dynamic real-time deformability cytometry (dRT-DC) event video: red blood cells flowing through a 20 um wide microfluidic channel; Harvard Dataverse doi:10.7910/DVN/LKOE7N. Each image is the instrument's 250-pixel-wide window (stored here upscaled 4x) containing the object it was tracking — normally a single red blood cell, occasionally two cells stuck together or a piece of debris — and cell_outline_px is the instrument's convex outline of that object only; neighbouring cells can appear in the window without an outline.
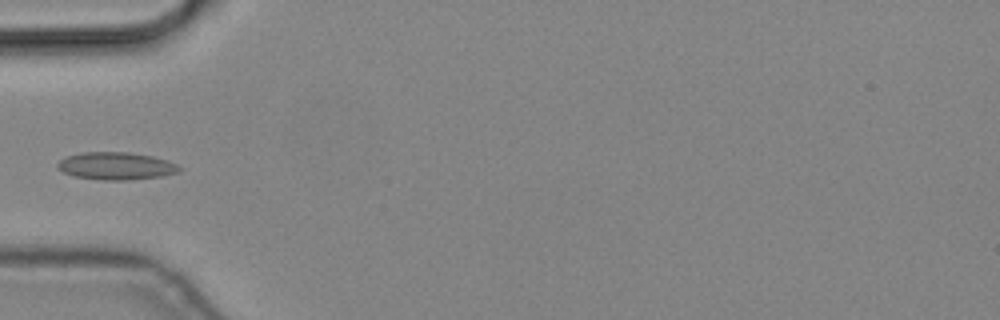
{"species": "common noctule bat (a hibernating species)", "species_latin": "Nyctalus noctula", "temperature_condition": "cold", "stored_images_in_passage": 5, "camera_frame_rate_fps": 3000, "um_per_image_px": 0.085, "animal": {"sex": "male", "body_mass_g": 19.2, "forearm_length_mm": 51.8}, "frame": {"image": 1, "passage_image": 5, "time_ms": 1.333, "image_size_px": [1000, 320], "cell_outline_px": [[180, 172], [160, 176], [128, 180], [100, 180], [72, 176], [56, 168], [56, 164], [60, 160], [68, 156], [84, 152], [128, 152], [152, 156], [168, 160], [176, 164], [180, 168]], "centroid_in_image_um": [9.85, 14.11], "position_along_channel_um": 75.2, "area_um2": 19.54}}